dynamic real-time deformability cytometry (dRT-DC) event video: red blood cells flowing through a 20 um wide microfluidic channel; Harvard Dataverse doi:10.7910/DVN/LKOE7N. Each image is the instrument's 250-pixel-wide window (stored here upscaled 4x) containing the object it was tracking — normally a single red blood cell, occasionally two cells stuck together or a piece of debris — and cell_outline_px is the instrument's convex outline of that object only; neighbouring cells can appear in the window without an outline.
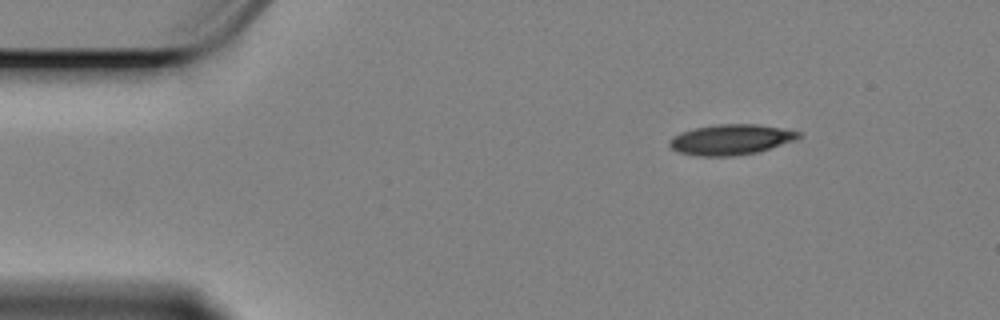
{"species": "Egyptian fruit bat (a non-hibernating species)", "species_latin": "Rousettus aegyptiacus", "temperature_condition": "cold", "stored_images_in_passage": 43, "camera_frame_rate_fps": 3000, "um_per_image_px": 0.085, "animal": {"sex": "female"}, "frame": {"image": 1, "passage_image": 1, "time_ms": 0.0, "image_size_px": [1000, 320], "cell_outline_px": [[800, 136], [796, 140], [756, 152], [732, 156], [700, 156], [680, 152], [672, 148], [668, 144], [668, 140], [672, 136], [680, 132], [696, 128], [716, 124], [756, 124], [780, 128], [800, 132]], "centroid_in_image_um": [62.09, 11.86], "position_along_channel_um": 22.9, "area_um2": 22.66}}
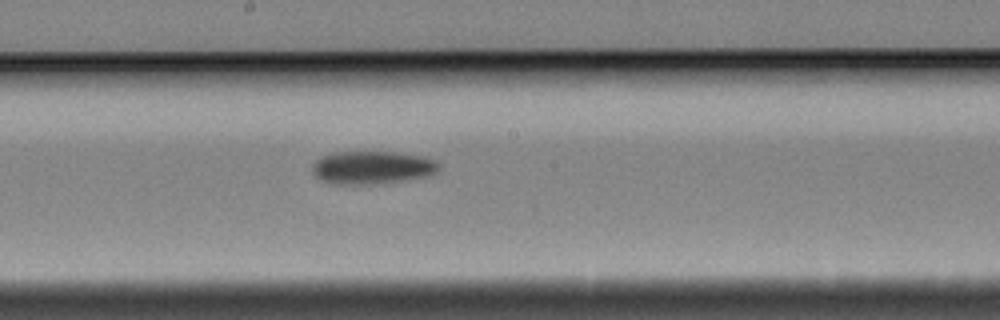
{"frame": {"image": 2, "passage_image": 24, "time_ms": 7.667, "image_size_px": [1000, 320], "cell_outline_px": [[440, 168], [436, 172], [428, 176], [380, 184], [332, 184], [316, 176], [312, 172], [312, 164], [320, 156], [336, 152], [396, 152], [424, 156], [436, 160], [440, 164]], "centroid_in_image_um": [31.66, 14.23], "position_along_channel_um": 216.5, "area_um2": 24.57}}
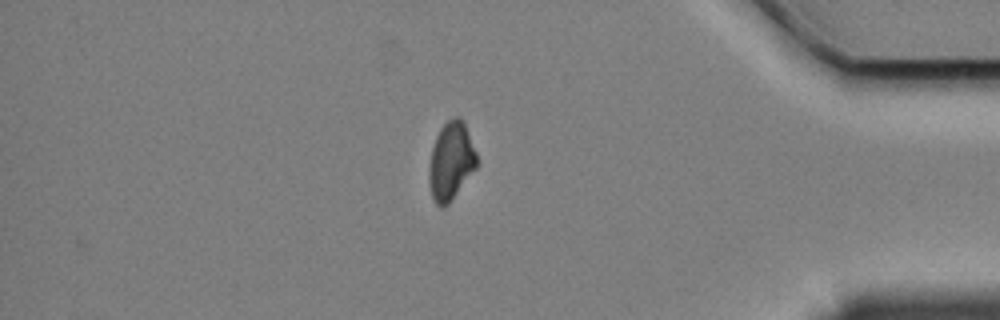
{"frame": {"image": 3, "passage_image": 43, "time_ms": 14.0, "image_size_px": [1000, 320], "cell_outline_px": [[476, 168], [448, 204], [444, 208], [440, 208], [436, 204], [432, 196], [428, 180], [428, 172], [432, 148], [436, 136], [440, 128], [452, 116], [460, 116], [464, 120], [476, 152]], "centroid_in_image_um": [38.32, 13.67], "position_along_channel_um": 396.9, "area_um2": 21.73}, "authors_computed_cell_mechanics": {"area_um2": 23.8714, "velocity_mm_per_s": 3.3773, "shape_relaxation_time_tau1_ms": 5.3991, "shape_relaxation_time_tau2_ms": null, "deformation_change_tau1": 0.1345, "deformation_change_tau2": null}}